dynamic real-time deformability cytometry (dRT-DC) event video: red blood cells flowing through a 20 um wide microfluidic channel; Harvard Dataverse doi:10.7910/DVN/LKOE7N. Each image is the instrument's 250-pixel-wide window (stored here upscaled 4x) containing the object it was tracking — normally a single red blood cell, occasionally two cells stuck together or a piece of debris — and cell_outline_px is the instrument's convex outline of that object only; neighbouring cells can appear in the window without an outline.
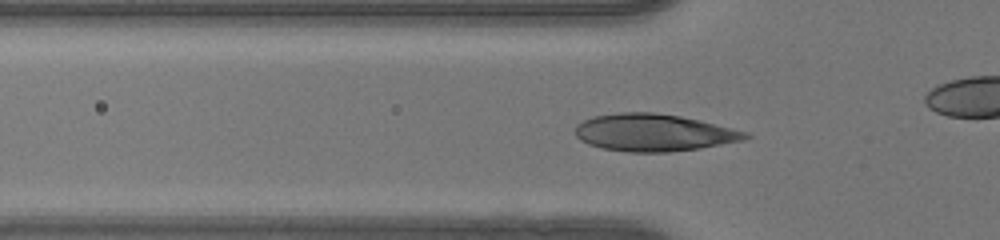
{"species": "human", "species_latin": "Homo sapiens", "temperature_condition": "warm", "stored_images_in_passage": 39, "camera_frame_rate_fps": 3000, "um_per_image_px": 0.085, "donor": {"sex": "female"}, "frame": {"image": 1, "passage_image": 16, "time_ms": 5.0, "image_size_px": [1000, 240], "cell_outline_px": [[752, 136], [744, 140], [700, 148], [668, 152], [628, 152], [600, 148], [588, 144], [580, 140], [576, 136], [576, 124], [592, 116], [620, 112], [652, 112], [680, 116], [700, 120], [748, 132]], "centroid_in_image_um": [55.56, 11.27], "position_along_channel_um": 70.2, "area_um2": 37.05}}
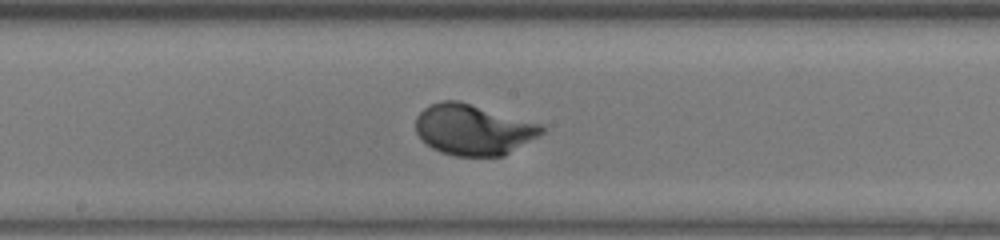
{"frame": {"image": 2, "passage_image": 26, "time_ms": 8.333, "image_size_px": [1000, 240], "cell_outline_px": [[548, 128], [544, 132], [504, 156], [452, 156], [440, 152], [432, 148], [420, 140], [416, 132], [416, 116], [424, 108], [440, 100], [460, 100], [540, 124]], "centroid_in_image_um": [40.2, 11.02], "position_along_channel_um": 208.0, "area_um2": 37.45}}
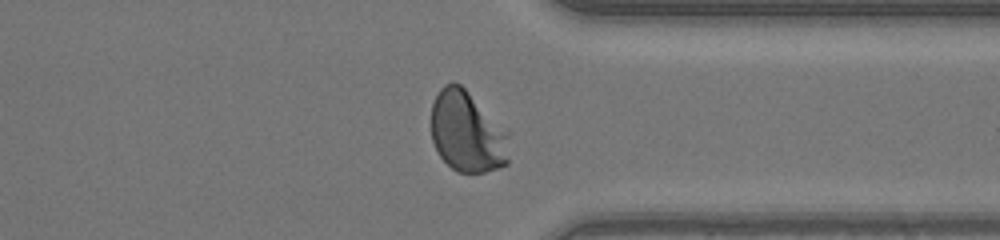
{"frame": {"image": 3, "passage_image": 38, "time_ms": 12.333, "image_size_px": [1000, 240], "cell_outline_px": [[512, 132], [508, 164], [500, 168], [484, 172], [456, 172], [440, 156], [432, 140], [432, 104], [440, 88], [444, 84], [452, 80], [460, 84]], "centroid_in_image_um": [39.78, 11.21], "position_along_channel_um": 371.6, "area_um2": 37.74}}